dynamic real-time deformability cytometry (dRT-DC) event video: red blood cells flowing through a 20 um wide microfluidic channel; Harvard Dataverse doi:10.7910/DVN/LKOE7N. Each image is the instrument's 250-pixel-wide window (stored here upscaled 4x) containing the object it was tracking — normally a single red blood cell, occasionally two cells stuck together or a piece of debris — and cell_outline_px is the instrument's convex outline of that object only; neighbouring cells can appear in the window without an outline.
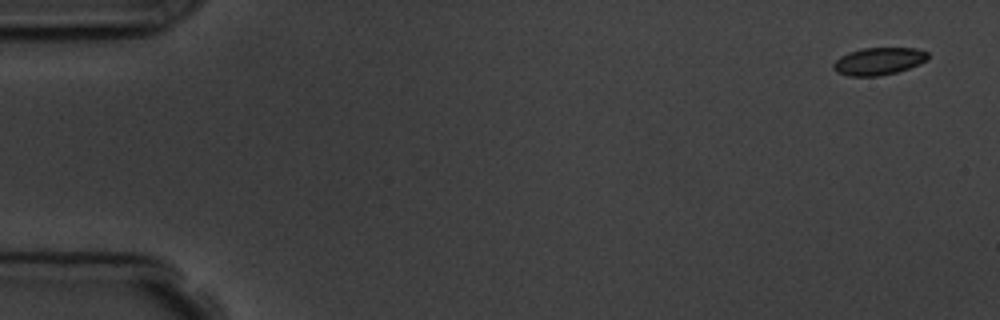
{"species": "common noctule bat (a hibernating species)", "species_latin": "Nyctalus noctula", "temperature_condition": "room temperature", "stored_images_in_passage": 5, "camera_frame_rate_fps": 3000, "um_per_image_px": 0.085, "animal": {"sex": "male", "body_mass_g": 19.5, "forearm_length_mm": 54.6}, "frame": {"image": 1, "passage_image": 1, "time_ms": 0.0, "image_size_px": [1000, 320], "cell_outline_px": [[928, 60], [920, 64], [896, 72], [876, 76], [848, 76], [836, 72], [832, 68], [832, 64], [840, 56], [848, 52], [864, 48], [916, 48], [928, 52]], "centroid_in_image_um": [74.67, 5.2], "position_along_channel_um": 10.3, "area_um2": 15.14}}